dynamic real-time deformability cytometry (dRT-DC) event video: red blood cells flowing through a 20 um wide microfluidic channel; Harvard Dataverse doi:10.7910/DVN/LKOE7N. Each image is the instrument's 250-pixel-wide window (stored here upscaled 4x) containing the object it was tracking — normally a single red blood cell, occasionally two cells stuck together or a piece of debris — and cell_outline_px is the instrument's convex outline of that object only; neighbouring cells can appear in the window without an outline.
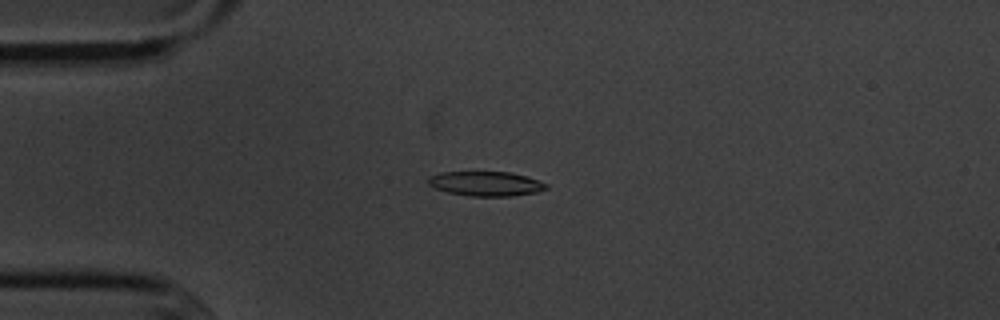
{"species": "common noctule bat (a hibernating species)", "species_latin": "Nyctalus noctula", "temperature_condition": "cold", "stored_images_in_passage": 9, "camera_frame_rate_fps": 3000, "um_per_image_px": 0.085, "animal": {"sex": "male", "body_mass_g": 20.1, "forearm_length_mm": 53.5}, "frame": {"image": 1, "passage_image": 4, "time_ms": 3.333, "image_size_px": [1000, 320], "cell_outline_px": [[548, 188], [536, 192], [512, 196], [472, 196], [448, 192], [436, 188], [428, 184], [428, 176], [440, 172], [508, 172], [528, 176], [548, 184]], "centroid_in_image_um": [41.31, 15.61], "position_along_channel_um": 43.7, "area_um2": 16.88}}
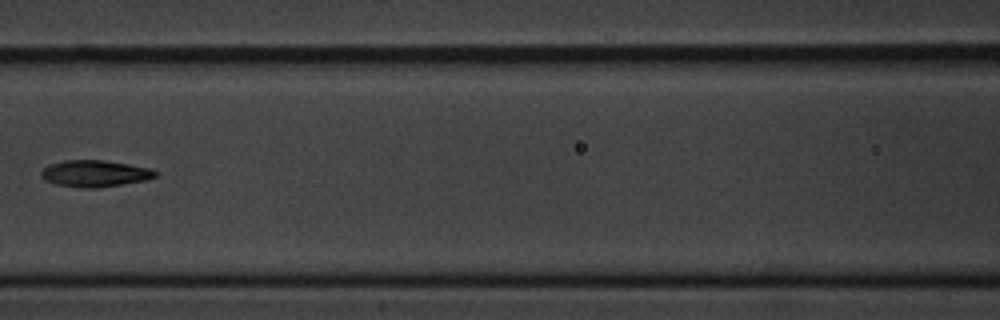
{"frame": {"image": 2, "passage_image": 7, "time_ms": 7.0, "image_size_px": [1000, 320], "cell_outline_px": [[156, 176], [148, 180], [96, 188], [84, 188], [56, 184], [44, 180], [40, 176], [40, 172], [48, 164], [64, 160], [104, 160], [128, 164], [148, 168], [156, 172]], "centroid_in_image_um": [8.02, 14.75], "position_along_channel_um": 158.6, "area_um2": 17.69}}
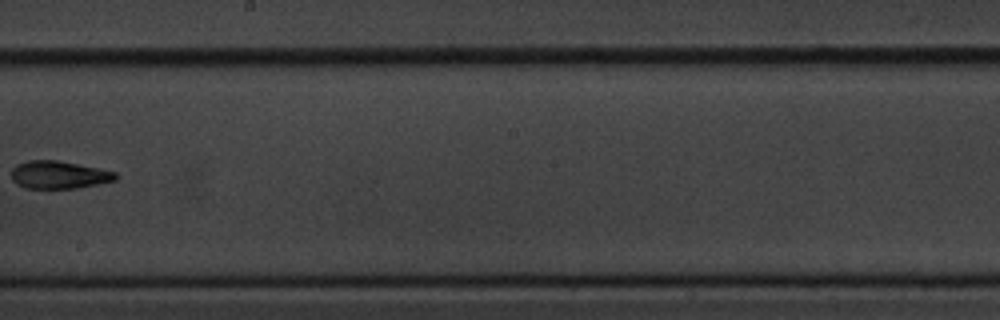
{"frame": {"image": 3, "passage_image": 9, "time_ms": 9.333, "image_size_px": [1000, 320], "cell_outline_px": [[120, 176], [116, 180], [76, 188], [24, 188], [12, 180], [12, 168], [16, 164], [28, 160], [56, 160], [116, 172]], "centroid_in_image_um": [4.99, 14.86], "position_along_channel_um": 243.2, "area_um2": 16.7}}